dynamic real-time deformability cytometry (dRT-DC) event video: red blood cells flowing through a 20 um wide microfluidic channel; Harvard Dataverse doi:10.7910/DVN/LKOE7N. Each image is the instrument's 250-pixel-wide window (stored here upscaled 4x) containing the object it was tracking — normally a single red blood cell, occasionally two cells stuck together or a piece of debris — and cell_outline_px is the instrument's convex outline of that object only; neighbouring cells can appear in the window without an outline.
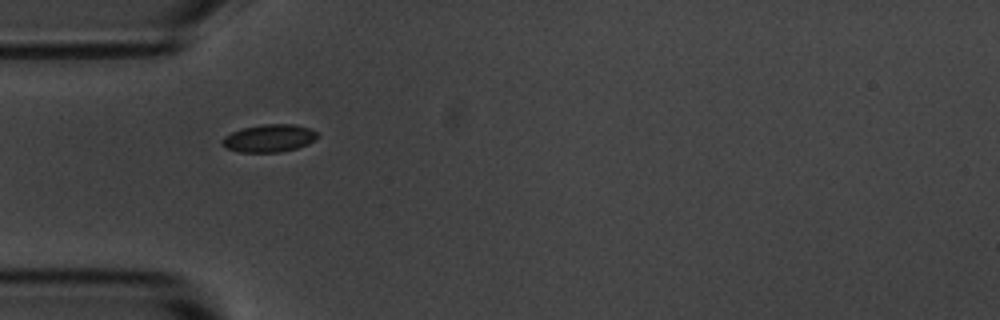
{"species": "common noctule bat (a hibernating species)", "species_latin": "Nyctalus noctula", "temperature_condition": "room temperature", "stored_images_in_passage": 15, "camera_frame_rate_fps": 3000, "um_per_image_px": 0.085, "animal": {"sex": "male", "body_mass_g": 20.1, "forearm_length_mm": 53.5}, "frame": {"image": 1, "passage_image": 5, "time_ms": 5.333, "image_size_px": [1000, 320], "cell_outline_px": [[320, 136], [316, 140], [308, 144], [296, 148], [280, 152], [240, 152], [224, 148], [220, 144], [220, 140], [224, 136], [232, 132], [244, 128], [264, 124], [296, 124], [308, 128], [316, 132]], "centroid_in_image_um": [22.86, 11.75], "position_along_channel_um": 62.1, "area_um2": 15.49}}
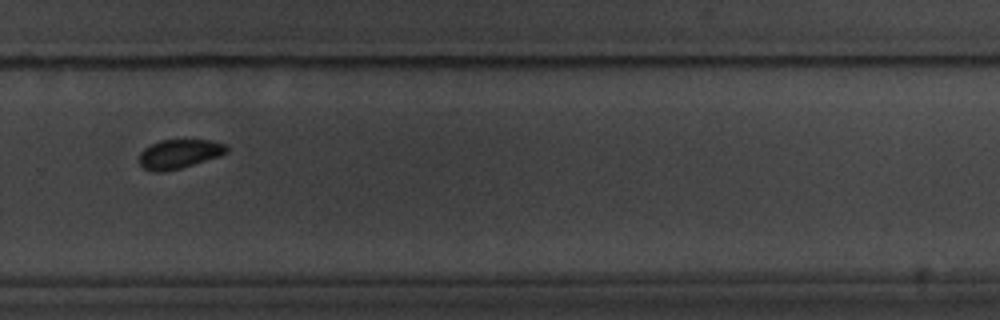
{"frame": {"image": 2, "passage_image": 11, "time_ms": 12.333, "image_size_px": [1000, 320], "cell_outline_px": [[228, 152], [220, 156], [180, 168], [164, 172], [156, 172], [144, 168], [140, 164], [140, 152], [144, 148], [160, 140], [212, 140], [224, 144], [228, 148]], "centroid_in_image_um": [15.24, 13.08], "position_along_channel_um": 314.6, "area_um2": 14.74}}
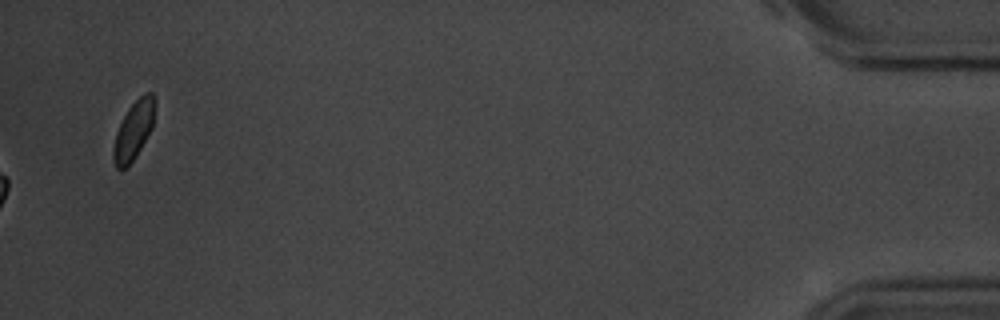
{"frame": {"image": 3, "passage_image": 15, "time_ms": 17.667, "image_size_px": [1000, 320], "cell_outline_px": [[156, 104], [152, 128], [136, 156], [124, 168], [116, 168], [112, 160], [112, 148], [116, 132], [128, 108], [144, 92], [152, 92], [156, 100]], "centroid_in_image_um": [11.37, 11.04], "position_along_channel_um": 423.8, "area_um2": 14.16}, "authors_computed_cell_mechanics": {"area_um2": 16.1262, "velocity_mm_per_s": 3.6229, "shape_relaxation_time_tau1_ms": 0.3003, "shape_relaxation_time_tau2_ms": null, "deformation_change_tau1": 0.0265, "deformation_change_tau2": null}}